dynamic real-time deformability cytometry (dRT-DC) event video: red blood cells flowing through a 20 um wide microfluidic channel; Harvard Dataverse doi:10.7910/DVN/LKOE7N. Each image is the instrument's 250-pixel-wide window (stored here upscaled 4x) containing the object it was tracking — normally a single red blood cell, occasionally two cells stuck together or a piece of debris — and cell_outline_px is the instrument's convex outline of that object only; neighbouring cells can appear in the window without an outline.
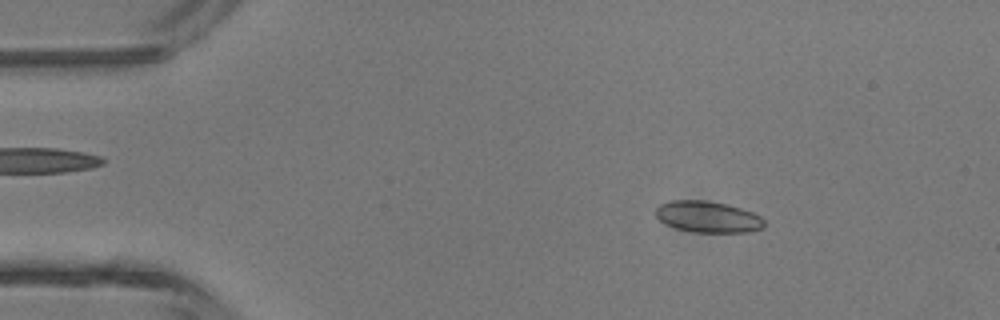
{"species": "common noctule bat (a hibernating species)", "species_latin": "Nyctalus noctula", "temperature_condition": "room temperature", "stored_images_in_passage": 2, "camera_frame_rate_fps": 3000, "um_per_image_px": 0.085, "animal": {"sex": "male", "body_mass_g": 13.3}, "frame": {"image": 1, "passage_image": 1, "time_ms": 0.0, "image_size_px": [1000, 320], "cell_outline_px": [[764, 228], [748, 232], [696, 232], [676, 228], [660, 220], [656, 216], [656, 208], [660, 204], [672, 200], [704, 200], [728, 204], [752, 212], [760, 216], [764, 220]], "centroid_in_image_um": [60.19, 18.42], "position_along_channel_um": 24.8, "area_um2": 19.71}}